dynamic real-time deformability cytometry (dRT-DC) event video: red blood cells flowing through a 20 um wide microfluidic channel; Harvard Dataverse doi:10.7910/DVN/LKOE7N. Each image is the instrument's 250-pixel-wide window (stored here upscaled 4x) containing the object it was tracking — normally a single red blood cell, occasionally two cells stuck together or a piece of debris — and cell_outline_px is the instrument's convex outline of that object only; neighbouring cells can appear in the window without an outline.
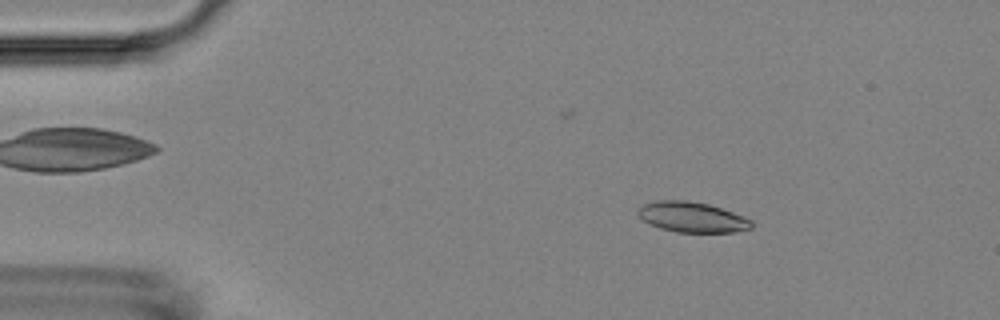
{"species": "Egyptian fruit bat (a non-hibernating species)", "species_latin": "Rousettus aegyptiacus", "temperature_condition": "room temperature", "stored_images_in_passage": 56, "camera_frame_rate_fps": 3000, "um_per_image_px": 0.085, "animal": {"sex": "female"}, "frame": {"image": 1, "passage_image": 8, "time_ms": 2.333, "image_size_px": [1000, 320], "cell_outline_px": [[752, 228], [736, 232], [676, 232], [660, 228], [648, 224], [636, 212], [644, 204], [656, 200], [688, 200], [708, 204], [744, 216], [752, 220]], "centroid_in_image_um": [58.83, 18.46], "position_along_channel_um": 26.2, "area_um2": 20.06}}
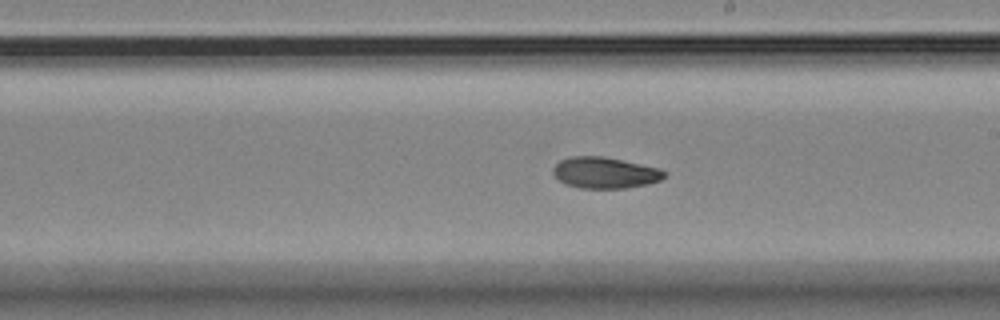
{"frame": {"image": 2, "passage_image": 31, "time_ms": 10.0, "image_size_px": [1000, 320], "cell_outline_px": [[668, 172], [660, 180], [648, 184], [624, 188], [580, 188], [568, 184], [560, 180], [552, 172], [552, 168], [560, 160], [572, 156], [604, 156], [660, 168]], "centroid_in_image_um": [51.44, 14.67], "position_along_channel_um": 237.6, "area_um2": 20.17}}
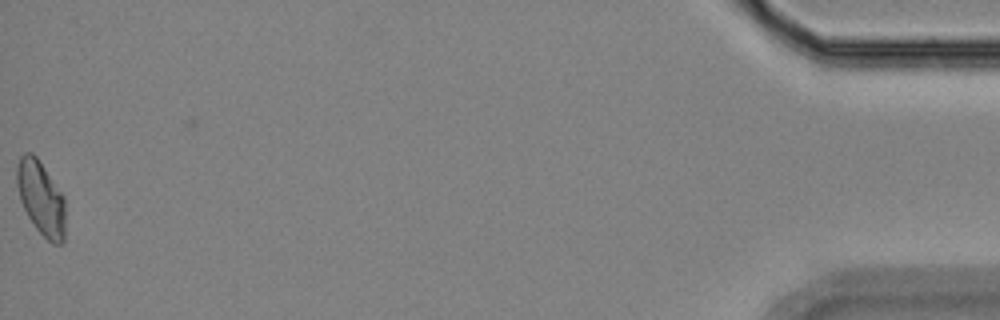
{"frame": {"image": 3, "passage_image": 55, "time_ms": 18.0, "image_size_px": [1000, 320], "cell_outline_px": [[64, 240], [60, 244], [52, 244], [36, 228], [28, 216], [20, 200], [16, 184], [16, 168], [20, 156], [24, 152], [32, 152], [36, 156], [64, 196]], "centroid_in_image_um": [3.46, 16.82], "position_along_channel_um": 431.7, "area_um2": 20.81}}